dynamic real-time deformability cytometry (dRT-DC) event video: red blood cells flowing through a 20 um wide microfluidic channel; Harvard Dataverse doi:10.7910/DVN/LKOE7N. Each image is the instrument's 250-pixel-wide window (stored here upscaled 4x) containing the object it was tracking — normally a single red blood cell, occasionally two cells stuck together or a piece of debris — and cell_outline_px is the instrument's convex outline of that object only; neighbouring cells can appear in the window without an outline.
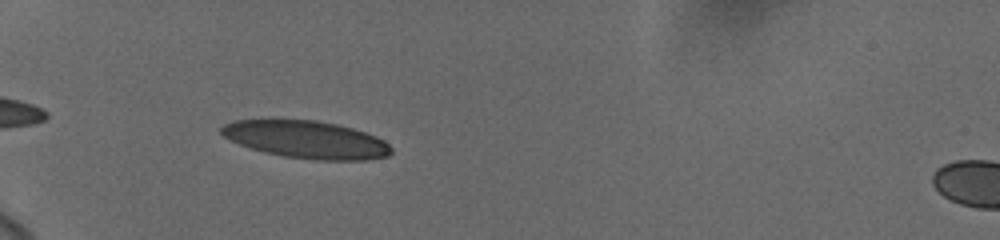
{"species": "human", "species_latin": "Homo sapiens", "temperature_condition": "cold", "stored_images_in_passage": 5, "camera_frame_rate_fps": 3000, "um_per_image_px": 0.085, "donor": {"sex": "female"}, "frame": {"image": 1, "passage_image": 2, "time_ms": 0.667, "image_size_px": [1000, 240], "cell_outline_px": [[392, 152], [388, 156], [364, 160], [316, 160], [284, 156], [264, 152], [240, 144], [224, 136], [220, 132], [220, 128], [224, 124], [232, 120], [316, 120], [336, 124], [352, 128], [376, 136], [384, 140], [392, 148]], "centroid_in_image_um": [26.06, 11.86], "position_along_channel_um": 58.9, "area_um2": 36.93}}
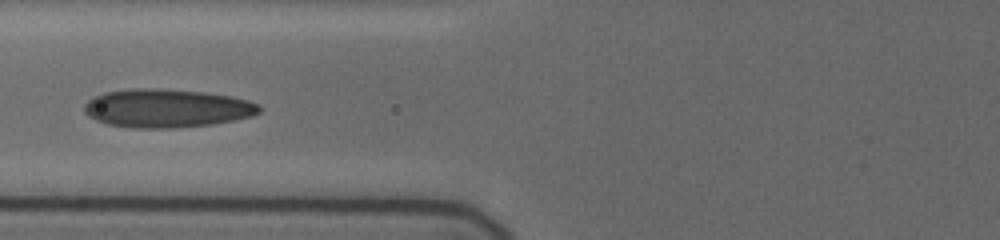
{"frame": {"image": 2, "passage_image": 5, "time_ms": 2.667, "image_size_px": [1000, 240], "cell_outline_px": [[260, 112], [252, 116], [236, 120], [212, 124], [172, 128], [132, 128], [108, 124], [96, 120], [88, 116], [84, 112], [84, 104], [88, 100], [104, 92], [136, 88], [156, 88], [204, 92], [232, 96], [248, 100], [260, 104]], "centroid_in_image_um": [14.19, 9.2], "position_along_channel_um": 111.6, "area_um2": 39.36}}